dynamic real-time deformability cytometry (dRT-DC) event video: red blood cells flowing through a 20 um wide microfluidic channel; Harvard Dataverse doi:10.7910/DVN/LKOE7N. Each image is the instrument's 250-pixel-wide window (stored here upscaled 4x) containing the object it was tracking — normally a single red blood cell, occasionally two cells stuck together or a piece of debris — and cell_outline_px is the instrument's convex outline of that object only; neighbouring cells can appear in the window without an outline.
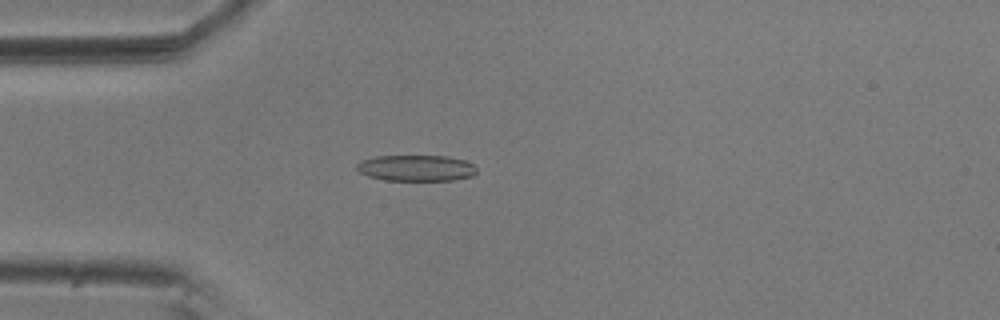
{"species": "common noctule bat (a hibernating species)", "species_latin": "Nyctalus noctula", "temperature_condition": "room temperature", "stored_images_in_passage": 42, "camera_frame_rate_fps": 3000, "um_per_image_px": 0.085, "animal": {"sex": "male", "body_mass_g": 20.5, "forearm_length_mm": 52.5}, "frame": {"image": 1, "passage_image": 2, "time_ms": 0.333, "image_size_px": [1000, 320], "cell_outline_px": [[476, 172], [472, 176], [452, 180], [384, 180], [368, 176], [360, 172], [356, 168], [356, 164], [360, 160], [376, 156], [448, 156], [464, 160], [472, 164], [476, 168]], "centroid_in_image_um": [35.35, 14.28], "position_along_channel_um": 49.7, "area_um2": 18.21}}
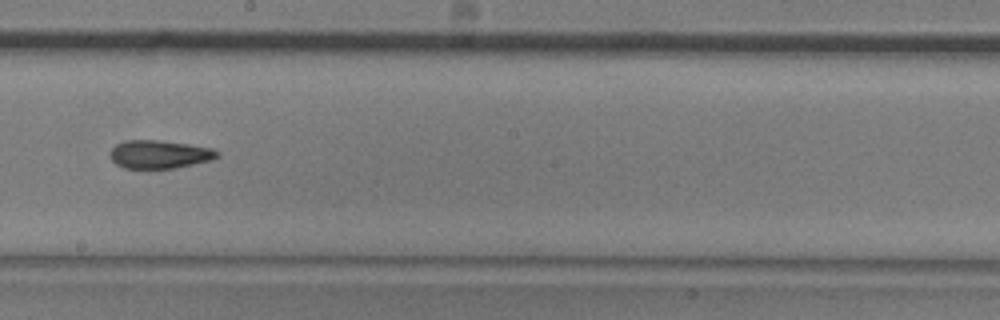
{"frame": {"image": 2, "passage_image": 18, "time_ms": 5.667, "image_size_px": [1000, 320], "cell_outline_px": [[220, 156], [208, 160], [176, 168], [124, 168], [116, 164], [112, 160], [108, 152], [116, 144], [128, 140], [160, 140], [188, 144], [212, 148], [220, 152]], "centroid_in_image_um": [13.53, 13.11], "position_along_channel_um": 234.7, "area_um2": 17.57}}
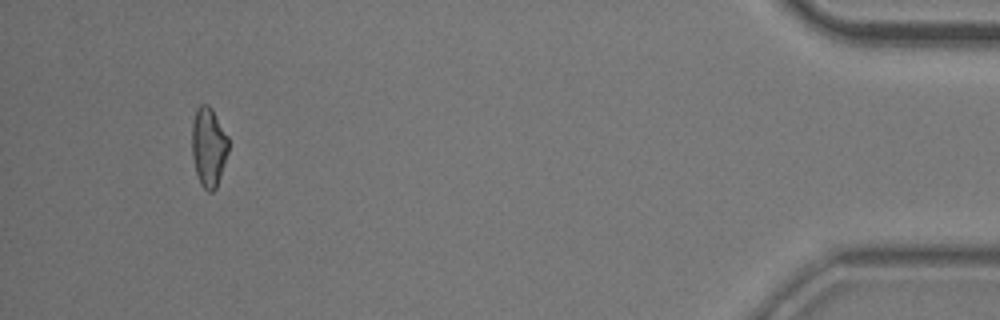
{"frame": {"image": 3, "passage_image": 39, "time_ms": 12.667, "image_size_px": [1000, 320], "cell_outline_px": [[228, 152], [216, 188], [212, 192], [208, 192], [200, 184], [196, 172], [192, 156], [192, 124], [196, 108], [200, 104], [208, 104], [212, 108], [228, 136]], "centroid_in_image_um": [17.72, 12.47], "position_along_channel_um": 417.5, "area_um2": 16.94}, "authors_computed_cell_mechanics": {"area_um2": 17.5134, "velocity_mm_per_s": 3.6419, "shape_relaxation_time_tau1_ms": null, "shape_relaxation_time_tau2_ms": 5.4367, "deformation_change_tau1": null, "deformation_change_tau2": 0.1425}}